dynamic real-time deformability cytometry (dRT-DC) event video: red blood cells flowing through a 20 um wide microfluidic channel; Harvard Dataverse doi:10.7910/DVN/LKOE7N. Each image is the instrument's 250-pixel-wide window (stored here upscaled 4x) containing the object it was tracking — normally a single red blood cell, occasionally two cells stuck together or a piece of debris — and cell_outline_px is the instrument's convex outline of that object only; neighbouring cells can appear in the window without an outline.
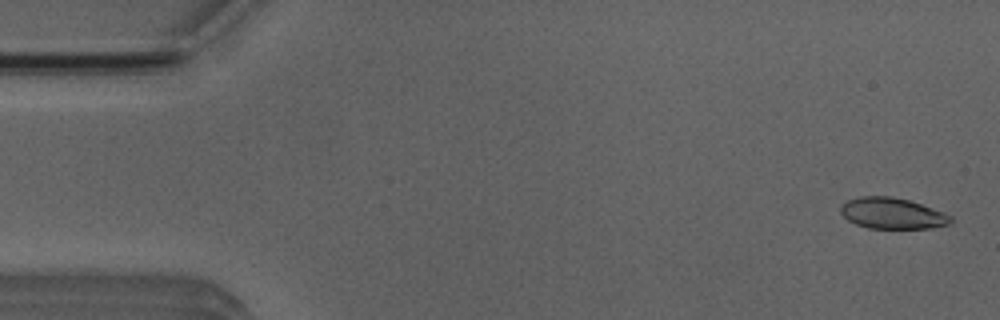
{"species": "Egyptian fruit bat (a non-hibernating species)", "species_latin": "Rousettus aegyptiacus", "temperature_condition": "room temperature", "stored_images_in_passage": 4, "camera_frame_rate_fps": 3000, "um_per_image_px": 0.085, "animal": {"sex": "male"}, "frame": {"image": 1, "passage_image": 1, "time_ms": 0.0, "image_size_px": [1000, 320], "cell_outline_px": [[952, 224], [932, 228], [868, 228], [856, 224], [848, 220], [840, 212], [840, 208], [848, 200], [860, 196], [892, 196], [908, 200], [944, 212], [952, 216]], "centroid_in_image_um": [75.87, 18.14], "position_along_channel_um": 9.1, "area_um2": 19.88}}
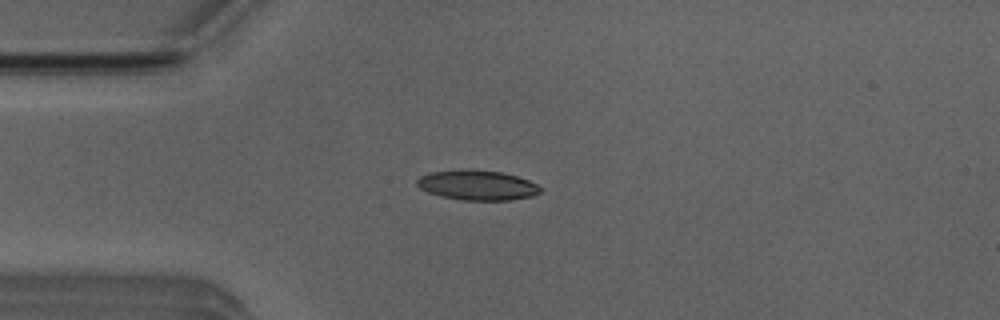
{"frame": {"image": 2, "passage_image": 4, "time_ms": 3.667, "image_size_px": [1000, 320], "cell_outline_px": [[544, 188], [540, 192], [532, 196], [508, 200], [464, 200], [440, 196], [428, 192], [420, 188], [416, 184], [416, 180], [420, 176], [428, 172], [460, 168], [472, 168], [504, 172], [528, 180]], "centroid_in_image_um": [40.54, 15.71], "position_along_channel_um": 44.5, "area_um2": 21.96}}